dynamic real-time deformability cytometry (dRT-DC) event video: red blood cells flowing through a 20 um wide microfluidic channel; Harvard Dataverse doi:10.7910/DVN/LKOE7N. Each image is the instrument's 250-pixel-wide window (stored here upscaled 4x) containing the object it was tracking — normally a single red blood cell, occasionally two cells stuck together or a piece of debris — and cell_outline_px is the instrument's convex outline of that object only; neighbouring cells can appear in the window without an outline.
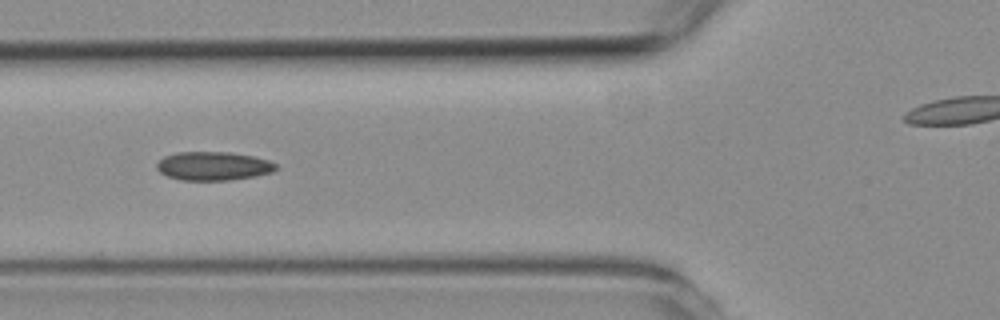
{"species": "common noctule bat (a hibernating species)", "species_latin": "Nyctalus noctula", "temperature_condition": "room temperature", "stored_images_in_passage": 14, "camera_frame_rate_fps": 3000, "um_per_image_px": 0.085, "animal": {"sex": "female", "body_mass_g": 19.3, "forearm_length_mm": 54.1}, "frame": {"image": 1, "passage_image": 5, "time_ms": 4.667, "image_size_px": [1000, 320], "cell_outline_px": [[280, 168], [272, 172], [256, 176], [232, 180], [180, 180], [168, 176], [160, 172], [156, 168], [156, 164], [164, 156], [176, 152], [228, 152], [252, 156], [268, 160], [276, 164]], "centroid_in_image_um": [18.14, 14.11], "position_along_channel_um": 107.7, "area_um2": 20.0}}
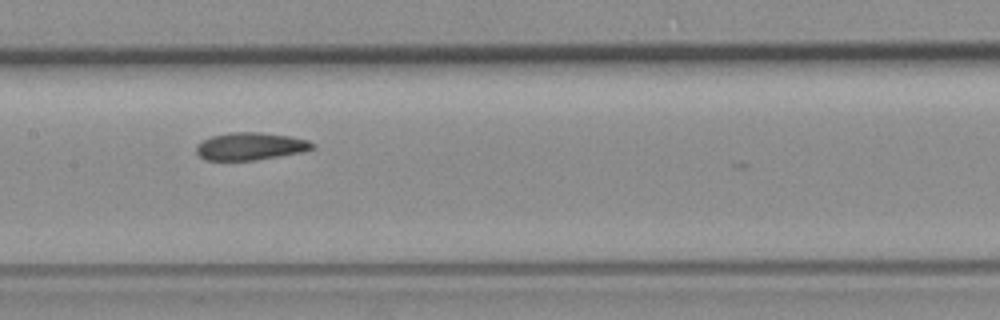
{"frame": {"image": 2, "passage_image": 8, "time_ms": 9.0, "image_size_px": [1000, 320], "cell_outline_px": [[316, 148], [304, 152], [256, 160], [204, 160], [196, 152], [196, 144], [212, 136], [228, 132], [260, 132], [288, 136], [308, 140], [316, 144]], "centroid_in_image_um": [21.31, 12.43], "position_along_channel_um": 186.1, "area_um2": 18.79}}
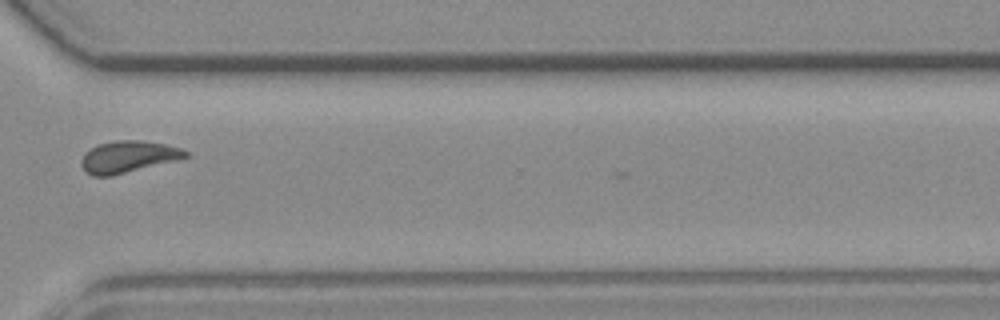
{"frame": {"image": 3, "passage_image": 12, "time_ms": 13.667, "image_size_px": [1000, 320], "cell_outline_px": [[188, 156], [176, 160], [112, 176], [92, 176], [84, 172], [80, 164], [80, 160], [84, 152], [96, 144], [116, 140], [140, 140], [164, 144], [180, 148], [188, 152]], "centroid_in_image_um": [10.81, 13.33], "position_along_channel_um": 359.8, "area_um2": 19.42}, "authors_computed_cell_mechanics": {"area_um2": 19.2474, "velocity_mm_per_s": 3.7083, "shape_relaxation_time_tau1_ms": null, "shape_relaxation_time_tau2_ms": 5.4921, "deformation_change_tau1": null, "deformation_change_tau2": 0.0695}}